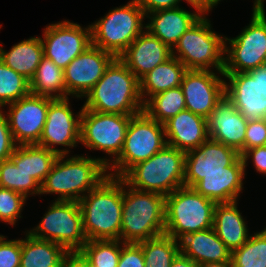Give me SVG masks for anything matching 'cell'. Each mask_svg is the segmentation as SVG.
I'll return each mask as SVG.
<instances>
[{
  "label": "cell",
  "instance_id": "bcb514c9",
  "mask_svg": "<svg viewBox=\"0 0 266 267\" xmlns=\"http://www.w3.org/2000/svg\"><path fill=\"white\" fill-rule=\"evenodd\" d=\"M195 10H197L201 15H205L211 11L214 6L221 0H186Z\"/></svg>",
  "mask_w": 266,
  "mask_h": 267
},
{
  "label": "cell",
  "instance_id": "7bdbcfd3",
  "mask_svg": "<svg viewBox=\"0 0 266 267\" xmlns=\"http://www.w3.org/2000/svg\"><path fill=\"white\" fill-rule=\"evenodd\" d=\"M242 160L245 166V171L247 167V162L250 158H252V162L255 166L257 172L266 174V145L250 148L246 150L242 155Z\"/></svg>",
  "mask_w": 266,
  "mask_h": 267
},
{
  "label": "cell",
  "instance_id": "7c38bea8",
  "mask_svg": "<svg viewBox=\"0 0 266 267\" xmlns=\"http://www.w3.org/2000/svg\"><path fill=\"white\" fill-rule=\"evenodd\" d=\"M132 116L99 113L82 108L80 142L91 150H101L111 155V162L123 148L126 132Z\"/></svg>",
  "mask_w": 266,
  "mask_h": 267
},
{
  "label": "cell",
  "instance_id": "d6986e66",
  "mask_svg": "<svg viewBox=\"0 0 266 267\" xmlns=\"http://www.w3.org/2000/svg\"><path fill=\"white\" fill-rule=\"evenodd\" d=\"M240 154L225 144L208 138L185 155L184 186L193 188L204 175L225 172Z\"/></svg>",
  "mask_w": 266,
  "mask_h": 267
},
{
  "label": "cell",
  "instance_id": "d4e9b609",
  "mask_svg": "<svg viewBox=\"0 0 266 267\" xmlns=\"http://www.w3.org/2000/svg\"><path fill=\"white\" fill-rule=\"evenodd\" d=\"M180 253L198 265L231 259V251L217 236L214 228L193 232L179 240Z\"/></svg>",
  "mask_w": 266,
  "mask_h": 267
},
{
  "label": "cell",
  "instance_id": "4316f807",
  "mask_svg": "<svg viewBox=\"0 0 266 267\" xmlns=\"http://www.w3.org/2000/svg\"><path fill=\"white\" fill-rule=\"evenodd\" d=\"M43 57L42 40L39 36L13 45L8 52L0 44V60L28 81L34 76Z\"/></svg>",
  "mask_w": 266,
  "mask_h": 267
},
{
  "label": "cell",
  "instance_id": "60d3db41",
  "mask_svg": "<svg viewBox=\"0 0 266 267\" xmlns=\"http://www.w3.org/2000/svg\"><path fill=\"white\" fill-rule=\"evenodd\" d=\"M266 145V119L248 120L245 135V151Z\"/></svg>",
  "mask_w": 266,
  "mask_h": 267
},
{
  "label": "cell",
  "instance_id": "7402d4cb",
  "mask_svg": "<svg viewBox=\"0 0 266 267\" xmlns=\"http://www.w3.org/2000/svg\"><path fill=\"white\" fill-rule=\"evenodd\" d=\"M245 166L239 156L225 172H214L204 175L193 188L215 203H229L238 201L243 190Z\"/></svg>",
  "mask_w": 266,
  "mask_h": 267
},
{
  "label": "cell",
  "instance_id": "6da1fadb",
  "mask_svg": "<svg viewBox=\"0 0 266 267\" xmlns=\"http://www.w3.org/2000/svg\"><path fill=\"white\" fill-rule=\"evenodd\" d=\"M109 165L107 158L59 155L40 185V195L54 193L55 201H80L109 176Z\"/></svg>",
  "mask_w": 266,
  "mask_h": 267
},
{
  "label": "cell",
  "instance_id": "ba28073f",
  "mask_svg": "<svg viewBox=\"0 0 266 267\" xmlns=\"http://www.w3.org/2000/svg\"><path fill=\"white\" fill-rule=\"evenodd\" d=\"M145 17V12L135 0L111 9L91 24L92 45L119 58L145 30Z\"/></svg>",
  "mask_w": 266,
  "mask_h": 267
},
{
  "label": "cell",
  "instance_id": "f546056e",
  "mask_svg": "<svg viewBox=\"0 0 266 267\" xmlns=\"http://www.w3.org/2000/svg\"><path fill=\"white\" fill-rule=\"evenodd\" d=\"M58 156L45 147L32 144L16 146L10 159L41 185Z\"/></svg>",
  "mask_w": 266,
  "mask_h": 267
},
{
  "label": "cell",
  "instance_id": "836d02e7",
  "mask_svg": "<svg viewBox=\"0 0 266 267\" xmlns=\"http://www.w3.org/2000/svg\"><path fill=\"white\" fill-rule=\"evenodd\" d=\"M233 267H266V227L231 252Z\"/></svg>",
  "mask_w": 266,
  "mask_h": 267
},
{
  "label": "cell",
  "instance_id": "8d00e7d4",
  "mask_svg": "<svg viewBox=\"0 0 266 267\" xmlns=\"http://www.w3.org/2000/svg\"><path fill=\"white\" fill-rule=\"evenodd\" d=\"M29 93V81L0 60V109Z\"/></svg>",
  "mask_w": 266,
  "mask_h": 267
},
{
  "label": "cell",
  "instance_id": "9c48e42d",
  "mask_svg": "<svg viewBox=\"0 0 266 267\" xmlns=\"http://www.w3.org/2000/svg\"><path fill=\"white\" fill-rule=\"evenodd\" d=\"M166 145L163 123L151 119L143 111L132 116L122 151L107 167L109 176L122 178L133 166L146 161Z\"/></svg>",
  "mask_w": 266,
  "mask_h": 267
},
{
  "label": "cell",
  "instance_id": "f6af8a7d",
  "mask_svg": "<svg viewBox=\"0 0 266 267\" xmlns=\"http://www.w3.org/2000/svg\"><path fill=\"white\" fill-rule=\"evenodd\" d=\"M61 267H92L91 263L80 251L68 252Z\"/></svg>",
  "mask_w": 266,
  "mask_h": 267
},
{
  "label": "cell",
  "instance_id": "c3c4849f",
  "mask_svg": "<svg viewBox=\"0 0 266 267\" xmlns=\"http://www.w3.org/2000/svg\"><path fill=\"white\" fill-rule=\"evenodd\" d=\"M198 267H233L232 260H227L223 262H211V263H205L200 264Z\"/></svg>",
  "mask_w": 266,
  "mask_h": 267
},
{
  "label": "cell",
  "instance_id": "e0dca14e",
  "mask_svg": "<svg viewBox=\"0 0 266 267\" xmlns=\"http://www.w3.org/2000/svg\"><path fill=\"white\" fill-rule=\"evenodd\" d=\"M115 57L94 45L75 57L63 70L66 93L77 99L85 95L102 78Z\"/></svg>",
  "mask_w": 266,
  "mask_h": 267
},
{
  "label": "cell",
  "instance_id": "7dc6e473",
  "mask_svg": "<svg viewBox=\"0 0 266 267\" xmlns=\"http://www.w3.org/2000/svg\"><path fill=\"white\" fill-rule=\"evenodd\" d=\"M171 267H198L192 259L179 253L177 257L173 260Z\"/></svg>",
  "mask_w": 266,
  "mask_h": 267
},
{
  "label": "cell",
  "instance_id": "f35d334b",
  "mask_svg": "<svg viewBox=\"0 0 266 267\" xmlns=\"http://www.w3.org/2000/svg\"><path fill=\"white\" fill-rule=\"evenodd\" d=\"M21 239L6 240L0 235V267H20Z\"/></svg>",
  "mask_w": 266,
  "mask_h": 267
},
{
  "label": "cell",
  "instance_id": "f1b7e54d",
  "mask_svg": "<svg viewBox=\"0 0 266 267\" xmlns=\"http://www.w3.org/2000/svg\"><path fill=\"white\" fill-rule=\"evenodd\" d=\"M21 239L20 267H61L68 251L61 245L25 232Z\"/></svg>",
  "mask_w": 266,
  "mask_h": 267
},
{
  "label": "cell",
  "instance_id": "30bf717a",
  "mask_svg": "<svg viewBox=\"0 0 266 267\" xmlns=\"http://www.w3.org/2000/svg\"><path fill=\"white\" fill-rule=\"evenodd\" d=\"M252 11L251 22L237 37H225L223 72L246 73L266 64L265 9L253 8Z\"/></svg>",
  "mask_w": 266,
  "mask_h": 267
},
{
  "label": "cell",
  "instance_id": "7a4b0ae2",
  "mask_svg": "<svg viewBox=\"0 0 266 267\" xmlns=\"http://www.w3.org/2000/svg\"><path fill=\"white\" fill-rule=\"evenodd\" d=\"M85 98L83 108L99 113L134 116L143 111L139 79L119 58L110 63Z\"/></svg>",
  "mask_w": 266,
  "mask_h": 267
},
{
  "label": "cell",
  "instance_id": "ee69618b",
  "mask_svg": "<svg viewBox=\"0 0 266 267\" xmlns=\"http://www.w3.org/2000/svg\"><path fill=\"white\" fill-rule=\"evenodd\" d=\"M136 3L143 9L145 14L161 10L175 8L179 6L181 0H135Z\"/></svg>",
  "mask_w": 266,
  "mask_h": 267
},
{
  "label": "cell",
  "instance_id": "2e32d148",
  "mask_svg": "<svg viewBox=\"0 0 266 267\" xmlns=\"http://www.w3.org/2000/svg\"><path fill=\"white\" fill-rule=\"evenodd\" d=\"M69 97L63 99H54L47 112V119L44 129L37 145L45 147L57 155H67L69 148L77 146L80 143L81 115L82 108L74 116L71 110ZM56 145L65 146L67 149H58ZM55 146V148H54Z\"/></svg>",
  "mask_w": 266,
  "mask_h": 267
},
{
  "label": "cell",
  "instance_id": "8fae6325",
  "mask_svg": "<svg viewBox=\"0 0 266 267\" xmlns=\"http://www.w3.org/2000/svg\"><path fill=\"white\" fill-rule=\"evenodd\" d=\"M27 232L35 238L57 243L68 252L80 251L87 242L78 201H54L41 222Z\"/></svg>",
  "mask_w": 266,
  "mask_h": 267
},
{
  "label": "cell",
  "instance_id": "4dcf8cb0",
  "mask_svg": "<svg viewBox=\"0 0 266 267\" xmlns=\"http://www.w3.org/2000/svg\"><path fill=\"white\" fill-rule=\"evenodd\" d=\"M30 93L52 99L68 98L63 69L43 57L29 81Z\"/></svg>",
  "mask_w": 266,
  "mask_h": 267
},
{
  "label": "cell",
  "instance_id": "681fc988",
  "mask_svg": "<svg viewBox=\"0 0 266 267\" xmlns=\"http://www.w3.org/2000/svg\"><path fill=\"white\" fill-rule=\"evenodd\" d=\"M253 8H262L264 7V0H254Z\"/></svg>",
  "mask_w": 266,
  "mask_h": 267
},
{
  "label": "cell",
  "instance_id": "8992f818",
  "mask_svg": "<svg viewBox=\"0 0 266 267\" xmlns=\"http://www.w3.org/2000/svg\"><path fill=\"white\" fill-rule=\"evenodd\" d=\"M210 22L206 15H202L193 23L180 37L172 56L187 70L211 71L215 68L224 77L225 36L212 31Z\"/></svg>",
  "mask_w": 266,
  "mask_h": 267
},
{
  "label": "cell",
  "instance_id": "ab89813d",
  "mask_svg": "<svg viewBox=\"0 0 266 267\" xmlns=\"http://www.w3.org/2000/svg\"><path fill=\"white\" fill-rule=\"evenodd\" d=\"M117 267H146L141 245L121 241V254Z\"/></svg>",
  "mask_w": 266,
  "mask_h": 267
},
{
  "label": "cell",
  "instance_id": "484cf974",
  "mask_svg": "<svg viewBox=\"0 0 266 267\" xmlns=\"http://www.w3.org/2000/svg\"><path fill=\"white\" fill-rule=\"evenodd\" d=\"M237 202L216 203L214 208L213 228L231 252L240 248L250 237Z\"/></svg>",
  "mask_w": 266,
  "mask_h": 267
},
{
  "label": "cell",
  "instance_id": "cb8c5ba5",
  "mask_svg": "<svg viewBox=\"0 0 266 267\" xmlns=\"http://www.w3.org/2000/svg\"><path fill=\"white\" fill-rule=\"evenodd\" d=\"M201 16L197 10L191 12L180 6L161 9L146 14L150 21L145 24V29L173 50L180 37Z\"/></svg>",
  "mask_w": 266,
  "mask_h": 267
},
{
  "label": "cell",
  "instance_id": "d6a6232c",
  "mask_svg": "<svg viewBox=\"0 0 266 267\" xmlns=\"http://www.w3.org/2000/svg\"><path fill=\"white\" fill-rule=\"evenodd\" d=\"M139 244L146 267H171L173 260L180 253L179 241L165 233L139 242Z\"/></svg>",
  "mask_w": 266,
  "mask_h": 267
},
{
  "label": "cell",
  "instance_id": "4fadbf2b",
  "mask_svg": "<svg viewBox=\"0 0 266 267\" xmlns=\"http://www.w3.org/2000/svg\"><path fill=\"white\" fill-rule=\"evenodd\" d=\"M225 95L247 120L266 119V64L246 73L223 72Z\"/></svg>",
  "mask_w": 266,
  "mask_h": 267
},
{
  "label": "cell",
  "instance_id": "5bb4252c",
  "mask_svg": "<svg viewBox=\"0 0 266 267\" xmlns=\"http://www.w3.org/2000/svg\"><path fill=\"white\" fill-rule=\"evenodd\" d=\"M42 37L44 57L63 70L92 45L91 25L83 28L67 20L46 26Z\"/></svg>",
  "mask_w": 266,
  "mask_h": 267
},
{
  "label": "cell",
  "instance_id": "52a82bcc",
  "mask_svg": "<svg viewBox=\"0 0 266 267\" xmlns=\"http://www.w3.org/2000/svg\"><path fill=\"white\" fill-rule=\"evenodd\" d=\"M215 205L194 188L176 189L166 196L164 233L179 241L187 234L212 228Z\"/></svg>",
  "mask_w": 266,
  "mask_h": 267
},
{
  "label": "cell",
  "instance_id": "e575fe53",
  "mask_svg": "<svg viewBox=\"0 0 266 267\" xmlns=\"http://www.w3.org/2000/svg\"><path fill=\"white\" fill-rule=\"evenodd\" d=\"M0 187L19 192L26 198L40 195V184L11 159L0 162Z\"/></svg>",
  "mask_w": 266,
  "mask_h": 267
},
{
  "label": "cell",
  "instance_id": "b9f144b4",
  "mask_svg": "<svg viewBox=\"0 0 266 267\" xmlns=\"http://www.w3.org/2000/svg\"><path fill=\"white\" fill-rule=\"evenodd\" d=\"M5 113L0 110V162L10 159L13 154L16 144L13 140L11 130L9 128L7 117Z\"/></svg>",
  "mask_w": 266,
  "mask_h": 267
},
{
  "label": "cell",
  "instance_id": "603a6c76",
  "mask_svg": "<svg viewBox=\"0 0 266 267\" xmlns=\"http://www.w3.org/2000/svg\"><path fill=\"white\" fill-rule=\"evenodd\" d=\"M163 124L167 145L185 153L196 149L209 138L207 119L187 109Z\"/></svg>",
  "mask_w": 266,
  "mask_h": 267
},
{
  "label": "cell",
  "instance_id": "9a60e30c",
  "mask_svg": "<svg viewBox=\"0 0 266 267\" xmlns=\"http://www.w3.org/2000/svg\"><path fill=\"white\" fill-rule=\"evenodd\" d=\"M54 99L29 93L16 102L7 104L6 114L13 140L17 146L38 144Z\"/></svg>",
  "mask_w": 266,
  "mask_h": 267
},
{
  "label": "cell",
  "instance_id": "d590c367",
  "mask_svg": "<svg viewBox=\"0 0 266 267\" xmlns=\"http://www.w3.org/2000/svg\"><path fill=\"white\" fill-rule=\"evenodd\" d=\"M80 252L92 267H117L121 254V240H89Z\"/></svg>",
  "mask_w": 266,
  "mask_h": 267
},
{
  "label": "cell",
  "instance_id": "74e56055",
  "mask_svg": "<svg viewBox=\"0 0 266 267\" xmlns=\"http://www.w3.org/2000/svg\"><path fill=\"white\" fill-rule=\"evenodd\" d=\"M27 198L16 191L0 187V221L15 225L23 211Z\"/></svg>",
  "mask_w": 266,
  "mask_h": 267
},
{
  "label": "cell",
  "instance_id": "3957f363",
  "mask_svg": "<svg viewBox=\"0 0 266 267\" xmlns=\"http://www.w3.org/2000/svg\"><path fill=\"white\" fill-rule=\"evenodd\" d=\"M89 240H120L123 179L107 176L78 201Z\"/></svg>",
  "mask_w": 266,
  "mask_h": 267
},
{
  "label": "cell",
  "instance_id": "83f0119b",
  "mask_svg": "<svg viewBox=\"0 0 266 267\" xmlns=\"http://www.w3.org/2000/svg\"><path fill=\"white\" fill-rule=\"evenodd\" d=\"M187 68L172 56L144 75L140 80V93L143 102L148 97L179 87Z\"/></svg>",
  "mask_w": 266,
  "mask_h": 267
},
{
  "label": "cell",
  "instance_id": "1f68e13d",
  "mask_svg": "<svg viewBox=\"0 0 266 267\" xmlns=\"http://www.w3.org/2000/svg\"><path fill=\"white\" fill-rule=\"evenodd\" d=\"M185 109V97L180 86L153 95L143 104V112L159 123H165Z\"/></svg>",
  "mask_w": 266,
  "mask_h": 267
},
{
  "label": "cell",
  "instance_id": "ffe728a7",
  "mask_svg": "<svg viewBox=\"0 0 266 267\" xmlns=\"http://www.w3.org/2000/svg\"><path fill=\"white\" fill-rule=\"evenodd\" d=\"M248 120L224 95L207 118V133L210 139L235 149L240 156L245 152V135Z\"/></svg>",
  "mask_w": 266,
  "mask_h": 267
},
{
  "label": "cell",
  "instance_id": "277c9868",
  "mask_svg": "<svg viewBox=\"0 0 266 267\" xmlns=\"http://www.w3.org/2000/svg\"><path fill=\"white\" fill-rule=\"evenodd\" d=\"M166 196L132 188L123 180L120 240L139 243L165 230Z\"/></svg>",
  "mask_w": 266,
  "mask_h": 267
},
{
  "label": "cell",
  "instance_id": "44dd1931",
  "mask_svg": "<svg viewBox=\"0 0 266 267\" xmlns=\"http://www.w3.org/2000/svg\"><path fill=\"white\" fill-rule=\"evenodd\" d=\"M172 57V50L158 37L143 31L119 57L140 80L157 65Z\"/></svg>",
  "mask_w": 266,
  "mask_h": 267
},
{
  "label": "cell",
  "instance_id": "ac0fdd59",
  "mask_svg": "<svg viewBox=\"0 0 266 267\" xmlns=\"http://www.w3.org/2000/svg\"><path fill=\"white\" fill-rule=\"evenodd\" d=\"M213 70H187L180 85L186 109L207 119L225 95V80Z\"/></svg>",
  "mask_w": 266,
  "mask_h": 267
},
{
  "label": "cell",
  "instance_id": "5b68a950",
  "mask_svg": "<svg viewBox=\"0 0 266 267\" xmlns=\"http://www.w3.org/2000/svg\"><path fill=\"white\" fill-rule=\"evenodd\" d=\"M185 155L166 145L146 161L133 166L122 179L134 189L167 196L184 186Z\"/></svg>",
  "mask_w": 266,
  "mask_h": 267
}]
</instances>
